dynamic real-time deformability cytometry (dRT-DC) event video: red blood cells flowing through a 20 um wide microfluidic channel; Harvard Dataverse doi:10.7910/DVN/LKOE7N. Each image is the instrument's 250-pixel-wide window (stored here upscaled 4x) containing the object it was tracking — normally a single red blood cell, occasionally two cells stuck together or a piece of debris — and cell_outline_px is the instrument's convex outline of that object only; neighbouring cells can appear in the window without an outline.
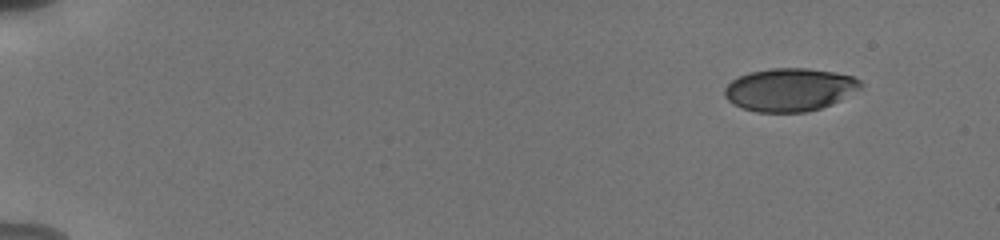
{"species": "human", "species_latin": "Homo sapiens", "temperature_condition": "cold", "stored_images_in_passage": 51, "camera_frame_rate_fps": 3000, "um_per_image_px": 0.085, "donor": {"sex": "male"}, "frame": {"image": 1, "passage_image": 1, "time_ms": 0.0, "image_size_px": [1000, 240], "cell_outline_px": [[864, 84], [860, 88], [832, 104], [820, 108], [804, 112], [756, 112], [732, 104], [724, 96], [724, 88], [732, 80], [748, 72], [772, 68], [808, 68], [832, 72], [852, 76], [860, 80]], "centroid_in_image_um": [67.1, 7.62], "position_along_channel_um": 17.9, "area_um2": 33.99}}
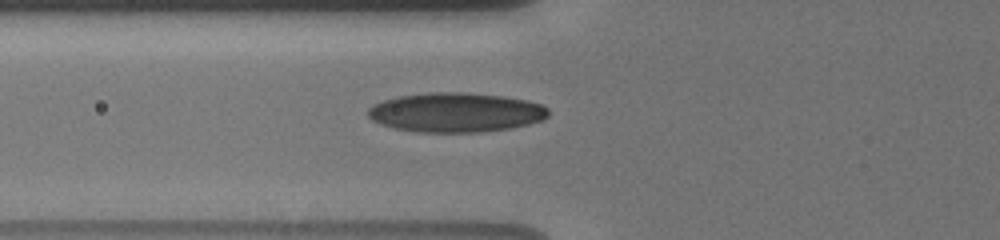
{"frame": {"image": 2, "passage_image": 18, "time_ms": 5.667, "image_size_px": [1000, 240], "cell_outline_px": [[548, 116], [544, 120], [528, 124], [508, 128], [484, 132], [416, 132], [392, 128], [380, 124], [372, 120], [368, 116], [368, 108], [372, 104], [384, 100], [400, 96], [428, 92], [468, 92], [504, 96], [528, 100], [540, 104], [548, 108]], "centroid_in_image_um": [38.73, 9.55], "position_along_channel_um": 87.1, "area_um2": 41.79}}
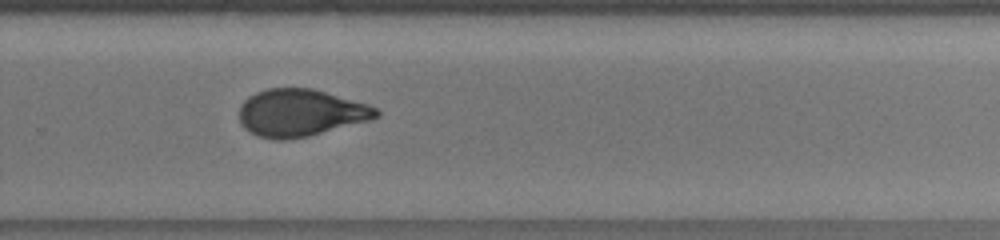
{"frame": {"image": 3, "passage_image": 35, "time_ms": 11.333, "image_size_px": [1000, 240], "cell_outline_px": [[380, 116], [372, 120], [308, 136], [288, 140], [276, 140], [256, 136], [248, 132], [240, 124], [240, 104], [248, 96], [256, 92], [268, 88], [312, 88], [368, 104], [376, 108], [380, 112]], "centroid_in_image_um": [25.53, 9.6], "position_along_channel_um": 304.3, "area_um2": 38.03}, "authors_computed_cell_mechanics": {"area_um2": 37.281, "velocity_mm_per_s": 3.8302, "shape_relaxation_time_tau1_ms": 4.9893, "shape_relaxation_time_tau2_ms": 1.2916, "deformation_change_tau1": 0.1796, "deformation_change_tau2": 0.0692}}